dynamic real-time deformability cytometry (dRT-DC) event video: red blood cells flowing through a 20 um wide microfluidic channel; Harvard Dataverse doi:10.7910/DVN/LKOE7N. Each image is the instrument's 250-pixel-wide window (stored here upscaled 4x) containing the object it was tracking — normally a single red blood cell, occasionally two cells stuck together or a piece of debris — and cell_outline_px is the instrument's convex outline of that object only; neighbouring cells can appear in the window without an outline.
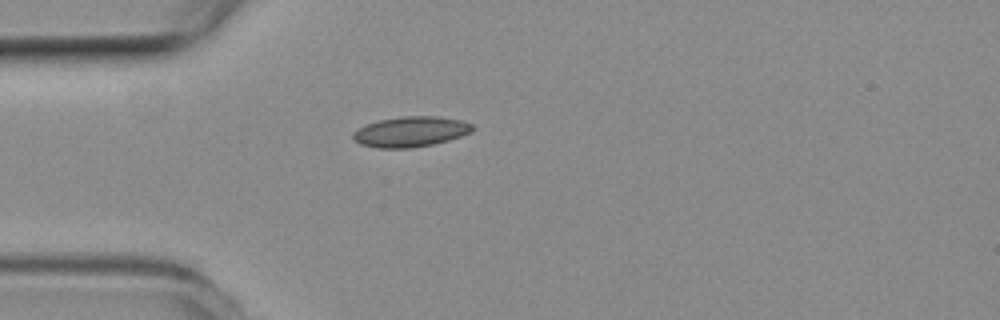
{"species": "common noctule bat (a hibernating species)", "species_latin": "Nyctalus noctula", "temperature_condition": "room temperature", "stored_images_in_passage": 1, "camera_frame_rate_fps": 3000, "um_per_image_px": 0.085, "animal": {"sex": "female", "body_mass_g": 19.3, "forearm_length_mm": 54.1}, "frame": {"image": 1, "passage_image": 1, "time_ms": 0.0, "image_size_px": [1000, 320], "cell_outline_px": [[472, 132], [448, 140], [432, 144], [412, 148], [376, 148], [360, 144], [352, 140], [352, 132], [368, 124], [380, 120], [404, 116], [440, 116], [460, 120], [472, 124]], "centroid_in_image_um": [34.88, 11.2], "position_along_channel_um": 50.1, "area_um2": 21.04}}